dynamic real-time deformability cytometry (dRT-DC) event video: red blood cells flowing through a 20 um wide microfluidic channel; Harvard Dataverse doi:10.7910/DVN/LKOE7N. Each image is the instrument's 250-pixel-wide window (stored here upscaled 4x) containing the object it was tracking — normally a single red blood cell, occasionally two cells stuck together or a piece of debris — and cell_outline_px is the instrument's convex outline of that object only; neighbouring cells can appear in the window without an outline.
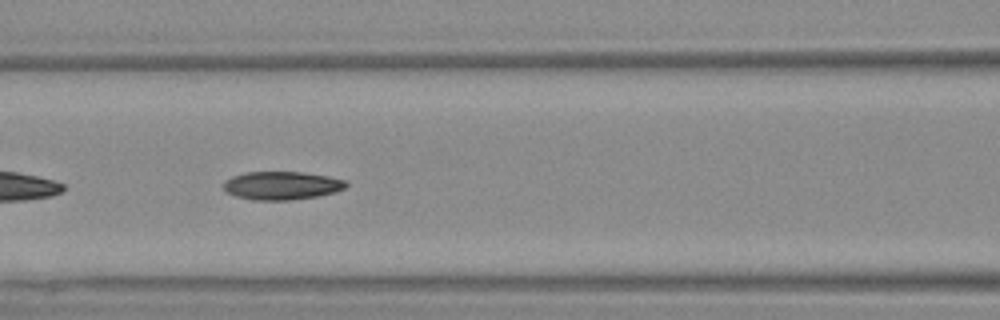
{"species": "Egyptian fruit bat (a non-hibernating species)", "species_latin": "Rousettus aegyptiacus", "temperature_condition": "warm", "stored_images_in_passage": 40, "camera_frame_rate_fps": 3000, "um_per_image_px": 0.085, "animal": {"sex": "female"}, "frame": {"image": 1, "passage_image": 12, "time_ms": 3.667, "image_size_px": [1000, 320], "cell_outline_px": [[348, 184], [344, 188], [336, 192], [316, 196], [292, 200], [252, 200], [236, 196], [228, 192], [224, 188], [224, 184], [232, 176], [244, 172], [300, 172], [328, 176], [344, 180]], "centroid_in_image_um": [23.96, 15.77], "position_along_channel_um": 142.6, "area_um2": 20.0}}
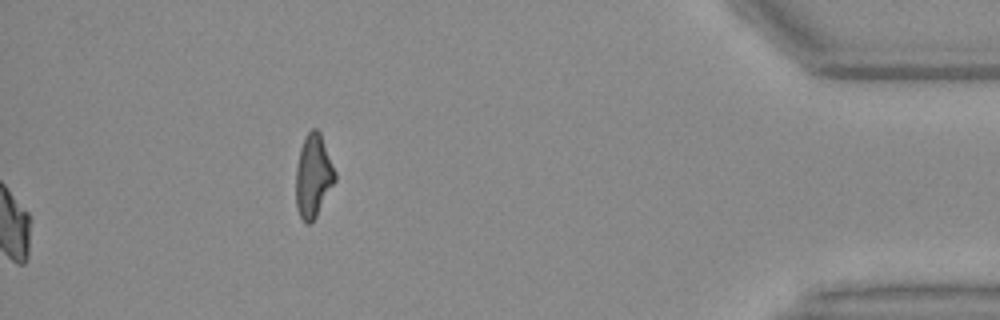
{"frame": {"image": 2, "passage_image": 40, "time_ms": 13.0, "image_size_px": [1000, 320], "cell_outline_px": [[336, 180], [316, 216], [308, 224], [304, 224], [300, 216], [296, 204], [296, 168], [300, 148], [308, 132], [312, 128], [316, 128], [320, 132], [336, 172]], "centroid_in_image_um": [26.63, 14.95], "position_along_channel_um": 408.6, "area_um2": 18.79}, "authors_computed_cell_mechanics": {"area_um2": 20.23, "velocity_mm_per_s": 4.2148, "shape_relaxation_time_tau1_ms": 6.3932, "shape_relaxation_time_tau2_ms": 3.1498, "deformation_change_tau1": 0.1843, "deformation_change_tau2": 0.075}}